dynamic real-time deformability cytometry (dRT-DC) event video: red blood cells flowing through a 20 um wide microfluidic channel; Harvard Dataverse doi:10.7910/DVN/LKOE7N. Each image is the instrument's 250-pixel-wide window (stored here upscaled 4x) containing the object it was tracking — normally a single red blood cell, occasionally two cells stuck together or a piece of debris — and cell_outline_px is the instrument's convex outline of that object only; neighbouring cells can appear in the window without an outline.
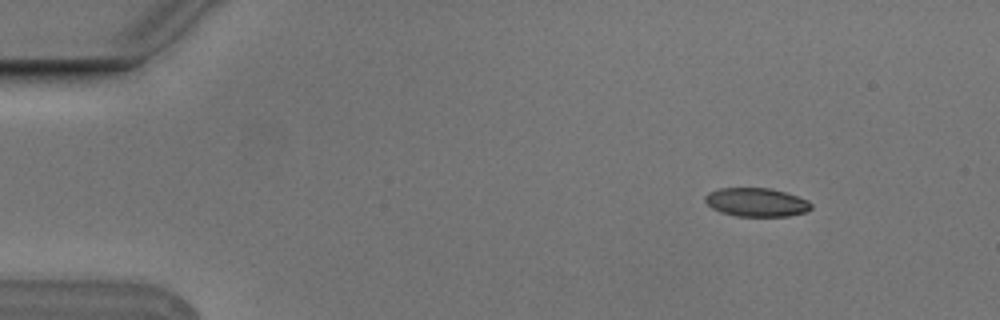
{"species": "Egyptian fruit bat (a non-hibernating species)", "species_latin": "Rousettus aegyptiacus", "temperature_condition": "cold", "stored_images_in_passage": 4, "camera_frame_rate_fps": 3000, "um_per_image_px": 0.085, "animal": {"sex": "male"}, "frame": {"image": 1, "passage_image": 1, "time_ms": 0.0, "image_size_px": [1000, 320], "cell_outline_px": [[812, 208], [808, 212], [788, 216], [736, 216], [720, 212], [712, 208], [704, 200], [704, 196], [708, 192], [720, 188], [768, 188], [784, 192], [808, 200], [812, 204]], "centroid_in_image_um": [64.29, 17.2], "position_along_channel_um": 20.7, "area_um2": 17.74}}